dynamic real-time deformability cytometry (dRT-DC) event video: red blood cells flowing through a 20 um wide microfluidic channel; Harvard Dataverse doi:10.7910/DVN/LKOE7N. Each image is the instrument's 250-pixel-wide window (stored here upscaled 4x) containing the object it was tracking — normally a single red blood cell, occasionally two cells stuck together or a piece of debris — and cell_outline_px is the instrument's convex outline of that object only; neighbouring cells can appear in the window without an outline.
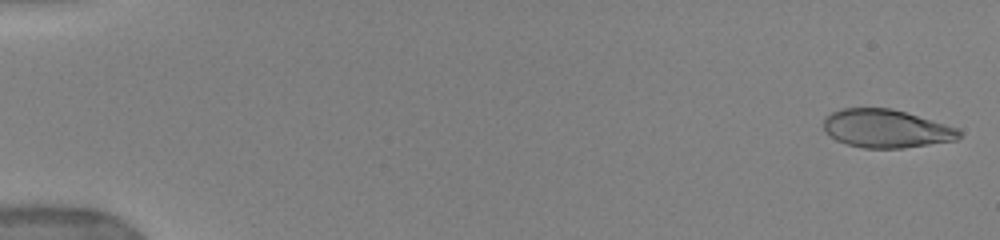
{"species": "human", "species_latin": "Homo sapiens", "temperature_condition": "warm", "stored_images_in_passage": 16, "camera_frame_rate_fps": 3000, "um_per_image_px": 0.085, "donor": {"sex": "female"}, "frame": {"image": 1, "passage_image": 1, "time_ms": 0.0, "image_size_px": [1000, 240], "cell_outline_px": [[960, 136], [956, 140], [904, 148], [864, 148], [848, 144], [836, 140], [824, 128], [824, 116], [840, 108], [888, 108], [904, 112], [944, 124], [956, 128], [960, 132]], "centroid_in_image_um": [75.29, 10.93], "position_along_channel_um": 9.7, "area_um2": 29.77}}
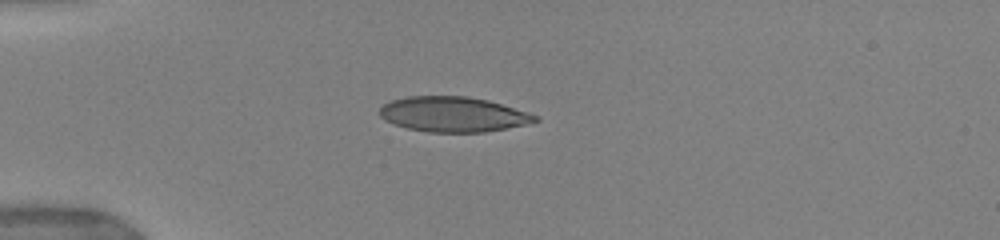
{"frame": {"image": 2, "passage_image": 5, "time_ms": 4.333, "image_size_px": [1000, 240], "cell_outline_px": [[540, 120], [524, 124], [484, 132], [428, 132], [408, 128], [384, 120], [380, 116], [380, 108], [384, 104], [392, 100], [408, 96], [464, 96], [488, 100], [540, 116]], "centroid_in_image_um": [38.51, 9.71], "position_along_channel_um": 46.5, "area_um2": 31.5}}
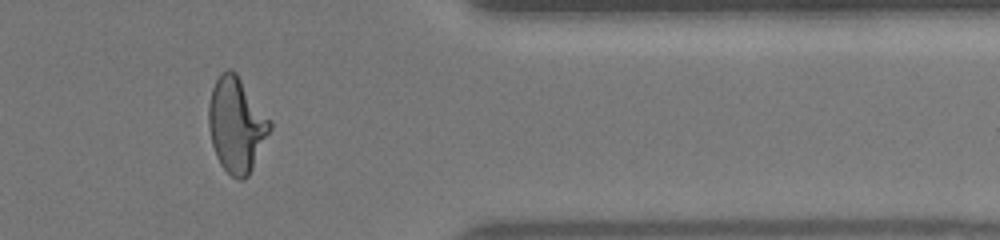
{"frame": {"image": 3, "passage_image": 14, "time_ms": 14.0, "image_size_px": [1000, 240], "cell_outline_px": [[272, 128], [248, 176], [244, 180], [236, 180], [220, 164], [216, 156], [212, 144], [208, 124], [208, 108], [212, 88], [220, 72], [228, 68], [236, 72], [272, 124]], "centroid_in_image_um": [20.07, 10.62], "position_along_channel_um": 391.3, "area_um2": 33.58}, "authors_computed_cell_mechanics": {"area_um2": 32.5414, "velocity_mm_per_s": 3.9701, "shape_relaxation_time_tau1_ms": 4.5888, "shape_relaxation_time_tau2_ms": null, "deformation_change_tau1": 0.1873, "deformation_change_tau2": null}}